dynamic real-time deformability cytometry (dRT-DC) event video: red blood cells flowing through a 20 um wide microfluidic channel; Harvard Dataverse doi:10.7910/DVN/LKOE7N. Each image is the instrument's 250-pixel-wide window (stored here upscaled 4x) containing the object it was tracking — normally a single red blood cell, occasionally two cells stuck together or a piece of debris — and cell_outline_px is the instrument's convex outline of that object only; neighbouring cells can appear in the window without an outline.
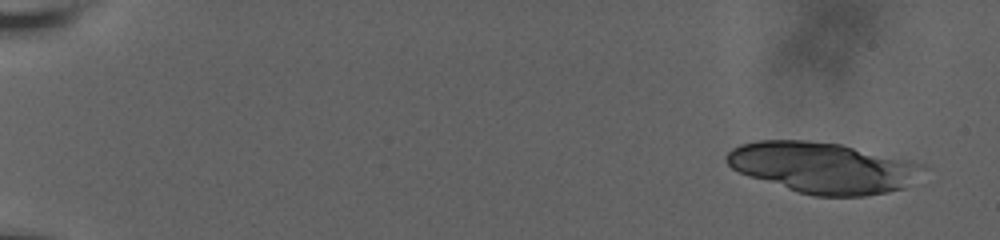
{"species": "human", "species_latin": "Homo sapiens", "temperature_condition": "room temperature", "stored_images_in_passage": 31, "camera_frame_rate_fps": 3000, "um_per_image_px": 0.085, "donor": {"sex": "male"}, "frame": {"image": 1, "passage_image": 1, "time_ms": 0.0, "image_size_px": [1000, 240], "cell_outline_px": [[924, 168], [904, 188], [864, 196], [812, 196], [740, 172], [732, 168], [724, 160], [724, 156], [732, 148], [740, 144], [756, 140], [808, 140], [840, 144], [908, 160], [924, 164]], "centroid_in_image_um": [69.9, 14.23], "position_along_channel_um": 15.1, "area_um2": 57.4}}
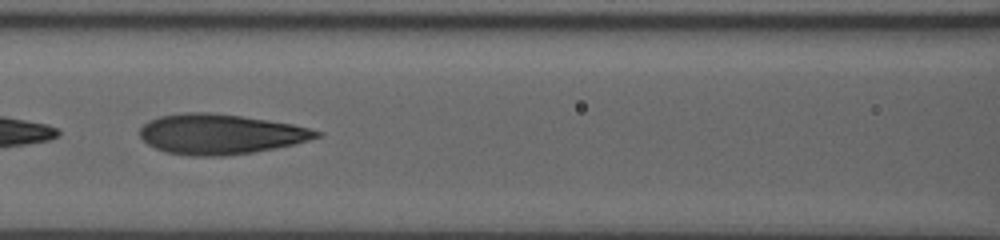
{"frame": {"image": 2, "passage_image": 16, "time_ms": 8.667, "image_size_px": [1000, 240], "cell_outline_px": [[324, 136], [292, 144], [252, 152], [224, 156], [192, 156], [168, 152], [156, 148], [148, 144], [140, 136], [140, 128], [148, 120], [160, 116], [184, 112], [208, 112], [240, 116], [292, 124], [324, 132]], "centroid_in_image_um": [18.72, 11.39], "position_along_channel_um": 147.9, "area_um2": 40.98}}
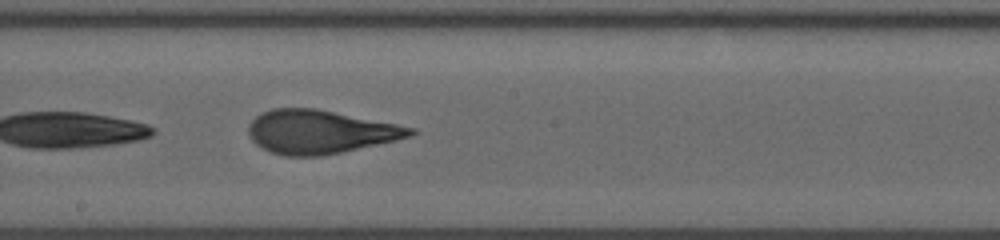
{"frame": {"image": 3, "passage_image": 21, "time_ms": 10.667, "image_size_px": [1000, 240], "cell_outline_px": [[416, 132], [412, 136], [396, 140], [340, 152], [320, 156], [284, 156], [272, 152], [256, 144], [252, 140], [248, 132], [248, 124], [256, 116], [272, 108], [316, 108], [416, 128]], "centroid_in_image_um": [27.19, 11.2], "position_along_channel_um": 221.0, "area_um2": 40.75}}